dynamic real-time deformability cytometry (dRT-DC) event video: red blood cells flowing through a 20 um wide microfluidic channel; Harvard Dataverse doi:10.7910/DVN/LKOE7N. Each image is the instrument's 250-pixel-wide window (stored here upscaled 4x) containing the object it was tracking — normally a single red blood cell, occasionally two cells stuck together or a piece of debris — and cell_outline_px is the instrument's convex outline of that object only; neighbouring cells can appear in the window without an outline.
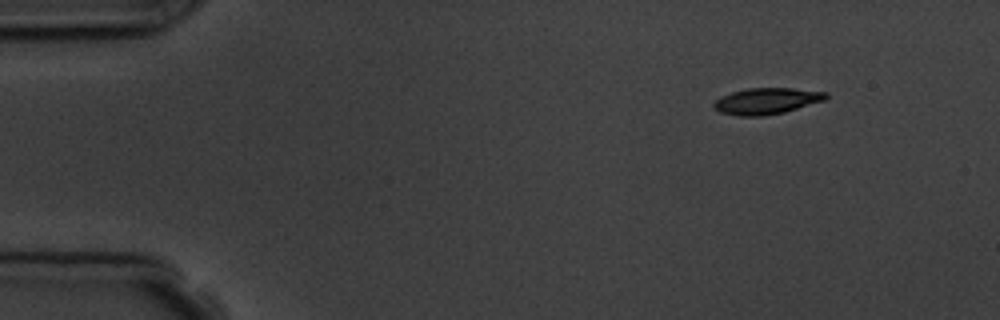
{"species": "common noctule bat (a hibernating species)", "species_latin": "Nyctalus noctula", "temperature_condition": "room temperature", "stored_images_in_passage": 5, "segment_of_instrument_passage": [2, 2], "camera_frame_rate_fps": 3000, "um_per_image_px": 0.085, "animal": {"sex": "male", "body_mass_g": 19.5, "forearm_length_mm": 54.6}, "frame": {"image": 1, "passage_image": 5, "time_ms": 4.667, "image_size_px": [1000, 320], "cell_outline_px": [[828, 96], [824, 100], [784, 112], [764, 116], [740, 116], [720, 112], [712, 104], [720, 96], [732, 92], [748, 88], [792, 88], [828, 92]], "centroid_in_image_um": [65.16, 8.58], "position_along_channel_um": 19.8, "area_um2": 17.05}}